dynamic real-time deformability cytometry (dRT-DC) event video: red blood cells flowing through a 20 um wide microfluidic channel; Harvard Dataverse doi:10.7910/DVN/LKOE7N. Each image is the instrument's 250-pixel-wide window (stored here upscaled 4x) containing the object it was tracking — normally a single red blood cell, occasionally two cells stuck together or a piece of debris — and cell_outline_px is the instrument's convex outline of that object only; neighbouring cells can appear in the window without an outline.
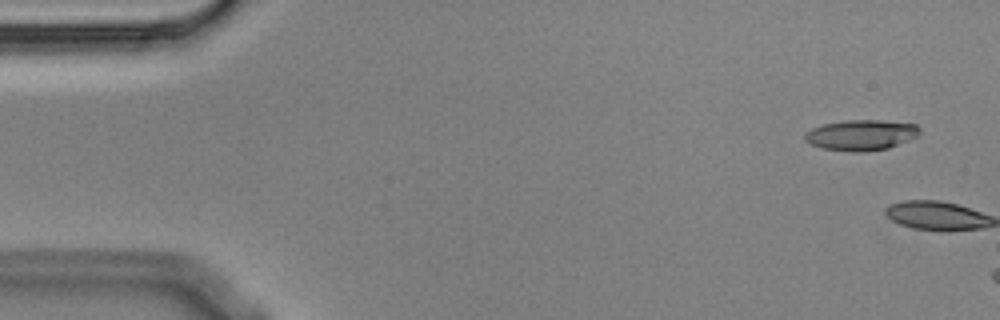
{"species": "Egyptian fruit bat (a non-hibernating species)", "species_latin": "Rousettus aegyptiacus", "temperature_condition": "cold", "stored_images_in_passage": 5, "camera_frame_rate_fps": 3000, "um_per_image_px": 0.085, "animal": {"sex": "male"}, "frame": {"image": 1, "passage_image": 1, "time_ms": 0.0, "image_size_px": [1000, 320], "cell_outline_px": [[920, 136], [888, 148], [860, 152], [856, 152], [820, 148], [804, 140], [804, 136], [812, 128], [824, 124], [844, 120], [880, 120], [916, 124], [920, 128]], "centroid_in_image_um": [73.23, 11.47], "position_along_channel_um": 11.8, "area_um2": 20.46}}